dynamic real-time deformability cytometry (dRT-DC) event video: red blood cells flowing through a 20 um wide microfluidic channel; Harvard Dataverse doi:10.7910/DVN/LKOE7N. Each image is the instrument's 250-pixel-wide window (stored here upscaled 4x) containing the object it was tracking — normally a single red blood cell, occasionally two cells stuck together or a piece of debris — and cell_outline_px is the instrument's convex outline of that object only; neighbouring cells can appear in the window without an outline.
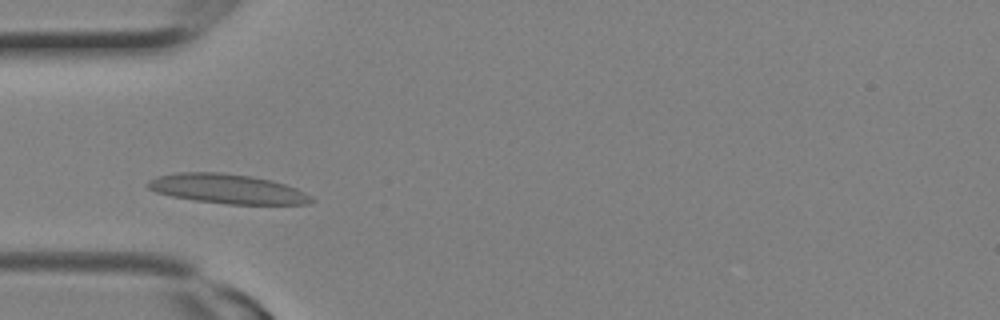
{"species": "Egyptian fruit bat (a non-hibernating species)", "species_latin": "Rousettus aegyptiacus", "temperature_condition": "room temperature", "stored_images_in_passage": 2, "camera_frame_rate_fps": 3000, "um_per_image_px": 0.085, "animal": {"sex": "female"}, "frame": {"image": 1, "passage_image": 1, "time_ms": 0.0, "image_size_px": [1000, 320], "cell_outline_px": [[316, 200], [308, 204], [228, 204], [196, 200], [172, 196], [156, 192], [148, 188], [148, 180], [156, 176], [180, 172], [216, 172], [252, 176], [272, 180], [296, 188], [312, 196]], "centroid_in_image_um": [19.35, 16.05], "position_along_channel_um": 65.7, "area_um2": 28.03}}